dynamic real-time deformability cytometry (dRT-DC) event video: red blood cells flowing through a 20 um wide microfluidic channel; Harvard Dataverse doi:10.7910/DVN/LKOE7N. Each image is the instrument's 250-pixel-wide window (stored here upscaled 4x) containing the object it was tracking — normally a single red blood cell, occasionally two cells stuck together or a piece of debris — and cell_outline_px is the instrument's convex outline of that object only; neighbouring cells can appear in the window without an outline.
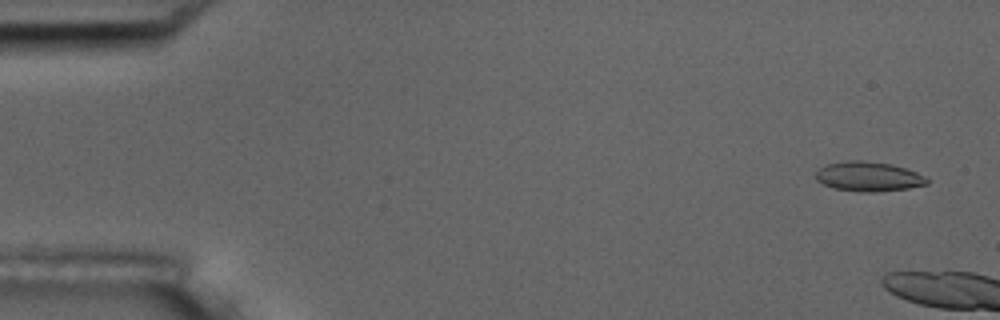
{"species": "common noctule bat (a hibernating species)", "species_latin": "Nyctalus noctula", "temperature_condition": "room temperature", "stored_images_in_passage": 7, "camera_frame_rate_fps": 3000, "um_per_image_px": 0.085, "animal": {"sex": "male", "body_mass_g": 17.5, "forearm_length_mm": 52.3}, "frame": {"image": 1, "passage_image": 1, "time_ms": 0.0, "image_size_px": [1000, 320], "cell_outline_px": [[928, 184], [908, 188], [876, 192], [860, 192], [832, 188], [816, 180], [816, 172], [820, 168], [828, 164], [848, 160], [864, 160], [892, 164], [916, 172], [924, 176], [928, 180]], "centroid_in_image_um": [73.81, 15.01], "position_along_channel_um": 11.2, "area_um2": 19.19}}